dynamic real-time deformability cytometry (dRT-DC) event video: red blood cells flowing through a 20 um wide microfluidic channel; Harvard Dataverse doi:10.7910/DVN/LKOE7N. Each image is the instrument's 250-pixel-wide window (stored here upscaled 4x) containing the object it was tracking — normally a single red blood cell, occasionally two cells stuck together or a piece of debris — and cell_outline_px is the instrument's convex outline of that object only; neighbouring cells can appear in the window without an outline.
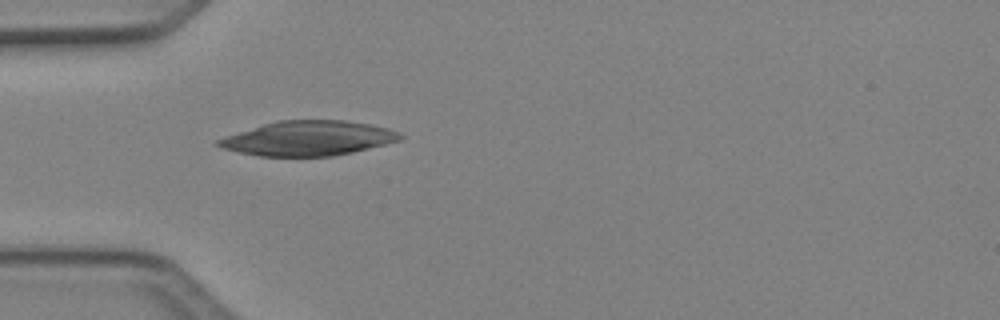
{"species": "Egyptian fruit bat (a non-hibernating species)", "species_latin": "Rousettus aegyptiacus", "temperature_condition": "cold", "stored_images_in_passage": 4, "camera_frame_rate_fps": 3000, "um_per_image_px": 0.085, "animal": {"sex": "female"}, "frame": {"image": 1, "passage_image": 4, "time_ms": 1.0, "image_size_px": [1000, 320], "cell_outline_px": [[404, 136], [400, 140], [352, 152], [332, 156], [260, 156], [220, 148], [212, 144], [216, 140], [224, 136], [276, 120], [344, 120], [372, 124], [388, 128], [400, 132]], "centroid_in_image_um": [26.17, 11.75], "position_along_channel_um": 58.8, "area_um2": 36.88}}